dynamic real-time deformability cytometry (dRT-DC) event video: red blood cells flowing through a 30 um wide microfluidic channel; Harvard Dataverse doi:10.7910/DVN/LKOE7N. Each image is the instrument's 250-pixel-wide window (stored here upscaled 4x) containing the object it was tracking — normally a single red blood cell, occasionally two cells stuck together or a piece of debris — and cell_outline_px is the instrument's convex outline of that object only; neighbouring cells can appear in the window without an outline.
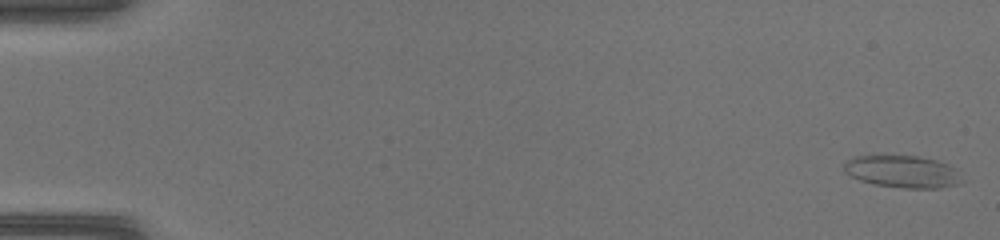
{"species": "common noctule bat (a hibernating species)", "species_latin": "Nyctalus noctula", "temperature_condition": "warm", "stored_images_in_passage": 47, "camera_frame_rate_fps": 3000, "um_per_image_px": 0.085, "animal": {"sex": "female", "body_mass_g": 17.0, "forearm_length_mm": 48.0}, "frame": {"image": 1, "passage_image": 1, "time_ms": 0.0, "image_size_px": [1000, 240], "cell_outline_px": [[964, 180], [960, 184], [940, 188], [904, 188], [872, 184], [860, 180], [844, 172], [844, 160], [852, 156], [872, 152], [916, 156], [936, 160], [948, 164], [956, 168]], "centroid_in_image_um": [76.66, 14.53], "position_along_channel_um": 8.3, "area_um2": 23.29}}
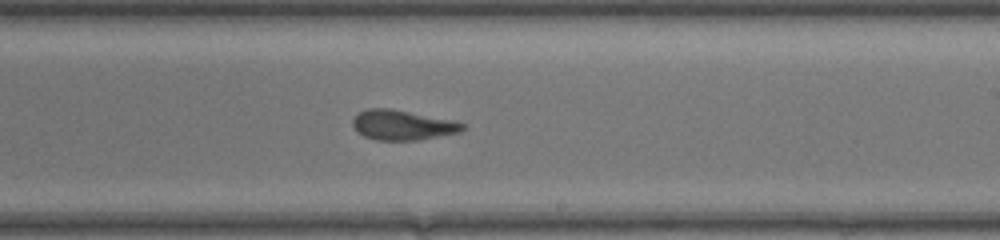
{"frame": {"image": 2, "passage_image": 29, "time_ms": 9.333, "image_size_px": [1000, 240], "cell_outline_px": [[468, 128], [460, 132], [416, 140], [376, 140], [364, 136], [352, 124], [352, 120], [360, 112], [368, 108], [388, 108], [456, 120], [464, 124]], "centroid_in_image_um": [34.27, 10.62], "position_along_channel_um": 254.7, "area_um2": 19.07}}
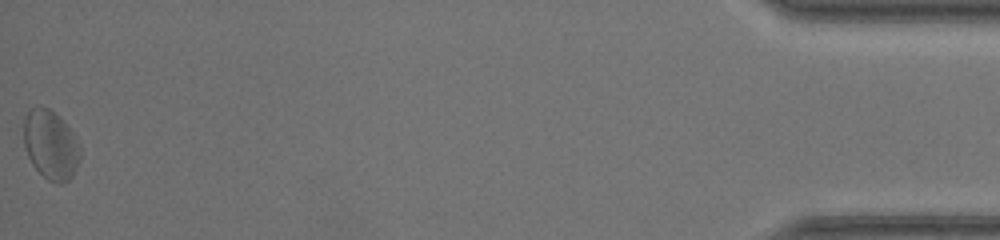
{"frame": {"image": 3, "passage_image": 47, "time_ms": 15.333, "image_size_px": [1000, 240], "cell_outline_px": [[80, 160], [72, 176], [68, 180], [60, 184], [48, 180], [32, 164], [28, 156], [24, 144], [24, 120], [28, 112], [32, 108], [48, 108], [72, 132], [80, 144]], "centroid_in_image_um": [4.32, 12.36], "position_along_channel_um": 430.9, "area_um2": 22.2}}